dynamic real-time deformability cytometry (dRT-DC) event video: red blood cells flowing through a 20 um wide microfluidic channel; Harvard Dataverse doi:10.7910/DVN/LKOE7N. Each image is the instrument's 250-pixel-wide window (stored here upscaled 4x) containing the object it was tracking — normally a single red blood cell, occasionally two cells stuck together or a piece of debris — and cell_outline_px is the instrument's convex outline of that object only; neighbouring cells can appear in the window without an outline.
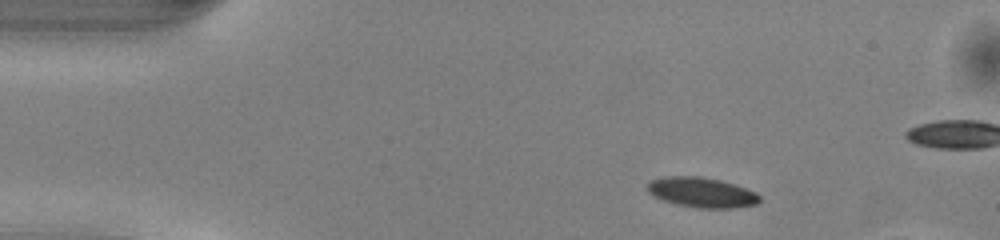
{"species": "common noctule bat (a hibernating species)", "species_latin": "Nyctalus noctula", "temperature_condition": "warm", "stored_images_in_passage": 25, "camera_frame_rate_fps": 3000, "um_per_image_px": 0.085, "animal": {"sex": "male", "body_mass_g": 13.0, "forearm_length_mm": 53.1}, "frame": {"image": 1, "passage_image": 5, "time_ms": 1.333, "image_size_px": [1000, 240], "cell_outline_px": [[760, 200], [756, 204], [732, 208], [696, 208], [676, 204], [664, 200], [648, 192], [648, 184], [652, 180], [664, 176], [700, 176], [720, 180], [756, 192], [760, 196]], "centroid_in_image_um": [59.65, 16.35], "position_along_channel_um": 25.4, "area_um2": 19.42}}
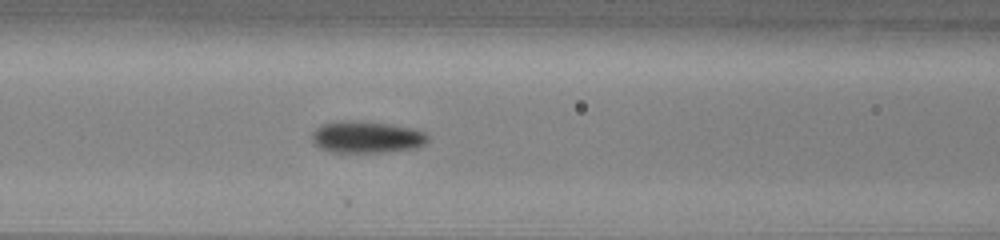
{"frame": {"image": 2, "passage_image": 18, "time_ms": 5.667, "image_size_px": [1000, 240], "cell_outline_px": [[428, 140], [424, 144], [416, 148], [380, 152], [332, 152], [320, 148], [312, 140], [312, 132], [316, 128], [324, 124], [344, 120], [356, 120], [388, 124], [412, 128], [424, 132], [428, 136]], "centroid_in_image_um": [31.16, 11.65], "position_along_channel_um": 135.4, "area_um2": 21.33}}
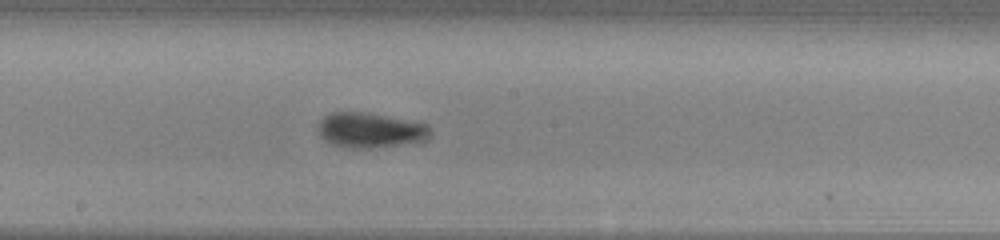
{"frame": {"image": 3, "passage_image": 24, "time_ms": 7.667, "image_size_px": [1000, 240], "cell_outline_px": [[428, 136], [416, 140], [400, 144], [368, 148], [348, 148], [332, 144], [324, 140], [320, 136], [316, 124], [324, 116], [332, 112], [360, 112], [404, 120], [424, 124], [428, 128]], "centroid_in_image_um": [31.28, 11.07], "position_along_channel_um": 216.9, "area_um2": 22.02}}